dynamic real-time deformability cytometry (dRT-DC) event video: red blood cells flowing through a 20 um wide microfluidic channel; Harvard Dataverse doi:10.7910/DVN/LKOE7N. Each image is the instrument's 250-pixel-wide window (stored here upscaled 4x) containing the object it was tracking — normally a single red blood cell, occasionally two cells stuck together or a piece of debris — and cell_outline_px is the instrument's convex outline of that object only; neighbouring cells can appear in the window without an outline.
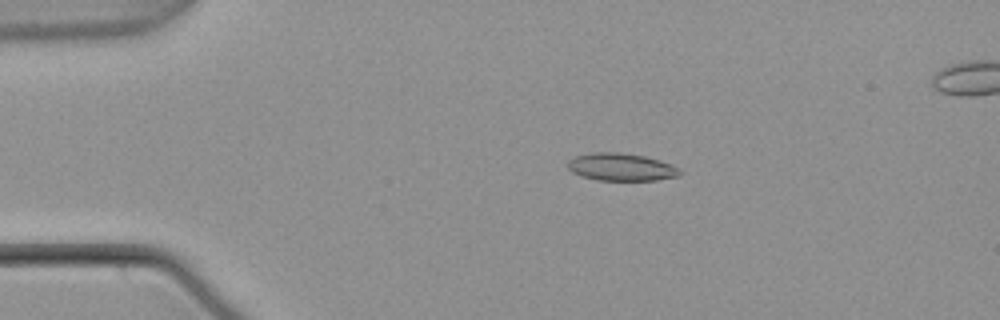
{"species": "common noctule bat (a hibernating species)", "species_latin": "Nyctalus noctula", "temperature_condition": "warm", "stored_images_in_passage": 56, "segment_of_instrument_passage": [1, 2], "camera_frame_rate_fps": 3000, "um_per_image_px": 0.085, "animal": {"sex": "male", "body_mass_g": 21.5, "forearm_length_mm": 52.0}, "frame": {"image": 1, "passage_image": 12, "time_ms": 3.667, "image_size_px": [1000, 320], "cell_outline_px": [[684, 172], [680, 176], [656, 180], [596, 180], [580, 176], [572, 172], [568, 168], [568, 160], [576, 156], [592, 152], [620, 152], [644, 156], [660, 160], [680, 168]], "centroid_in_image_um": [52.82, 14.2], "position_along_channel_um": 32.2, "area_um2": 18.21}}
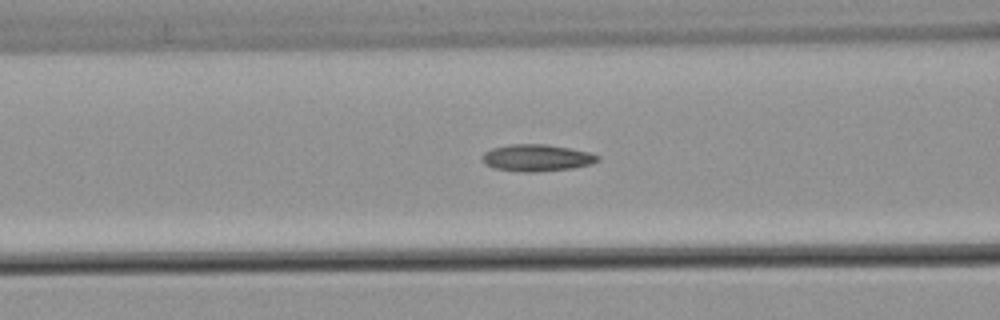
{"frame": {"image": 2, "passage_image": 23, "time_ms": 7.333, "image_size_px": [1000, 320], "cell_outline_px": [[600, 160], [592, 164], [572, 168], [536, 172], [520, 172], [496, 168], [484, 164], [484, 152], [492, 148], [512, 144], [548, 144], [588, 152], [600, 156]], "centroid_in_image_um": [45.66, 13.42], "position_along_channel_um": 120.9, "area_um2": 17.98}}
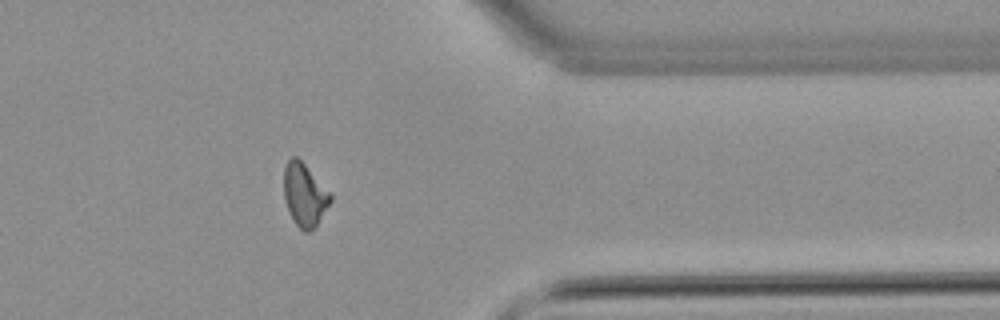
{"frame": {"image": 3, "passage_image": 45, "time_ms": 14.667, "image_size_px": [1000, 320], "cell_outline_px": [[332, 200], [316, 228], [308, 232], [304, 232], [296, 224], [288, 208], [284, 196], [284, 168], [288, 160], [292, 156], [296, 156], [304, 164], [332, 196]], "centroid_in_image_um": [25.89, 16.59], "position_along_channel_um": 385.5, "area_um2": 16.76}}